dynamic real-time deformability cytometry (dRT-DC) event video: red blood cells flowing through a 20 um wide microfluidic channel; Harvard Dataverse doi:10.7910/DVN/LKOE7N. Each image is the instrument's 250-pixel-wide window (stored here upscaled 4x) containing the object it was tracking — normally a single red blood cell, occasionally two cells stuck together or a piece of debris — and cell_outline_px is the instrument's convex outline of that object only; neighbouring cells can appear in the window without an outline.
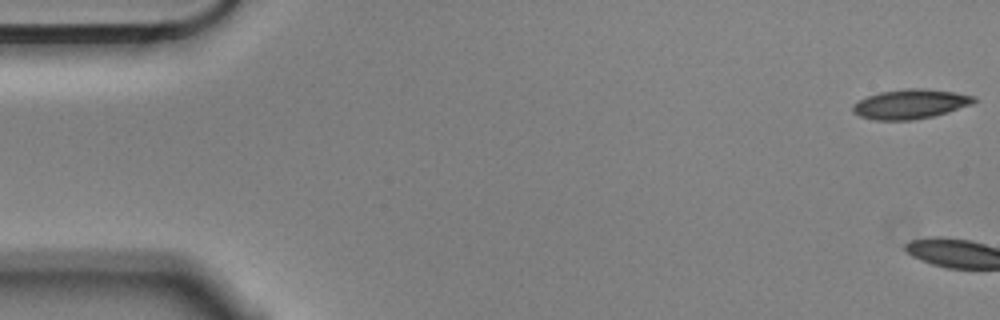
{"species": "Egyptian fruit bat (a non-hibernating species)", "species_latin": "Rousettus aegyptiacus", "temperature_condition": "cold", "stored_images_in_passage": 4, "camera_frame_rate_fps": 3000, "um_per_image_px": 0.085, "animal": {"sex": "male"}, "frame": {"image": 1, "passage_image": 1, "time_ms": 0.0, "image_size_px": [1000, 320], "cell_outline_px": [[976, 100], [972, 104], [948, 112], [932, 116], [912, 120], [876, 120], [860, 116], [852, 112], [852, 104], [868, 96], [880, 92], [908, 88], [924, 88], [956, 92], [976, 96]], "centroid_in_image_um": [77.39, 8.84], "position_along_channel_um": 7.6, "area_um2": 20.87}}